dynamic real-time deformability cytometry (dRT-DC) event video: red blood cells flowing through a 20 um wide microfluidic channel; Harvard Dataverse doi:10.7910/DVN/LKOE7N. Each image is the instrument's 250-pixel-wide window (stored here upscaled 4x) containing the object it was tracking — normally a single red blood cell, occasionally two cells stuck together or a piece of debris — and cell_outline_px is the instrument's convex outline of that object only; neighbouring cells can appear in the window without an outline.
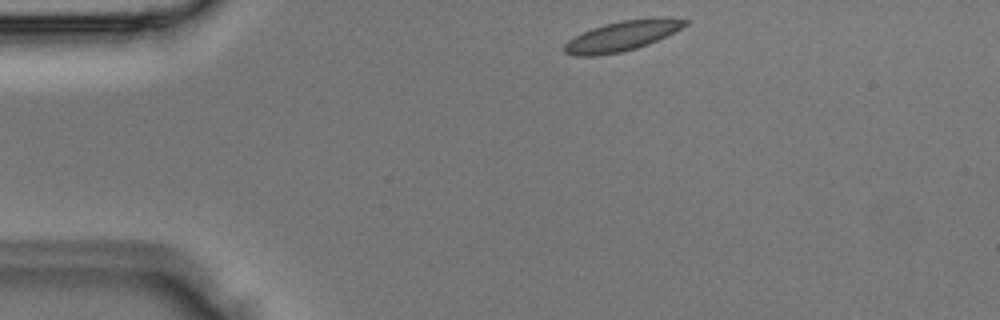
{"species": "Egyptian fruit bat (a non-hibernating species)", "species_latin": "Rousettus aegyptiacus", "temperature_condition": "room temperature", "stored_images_in_passage": 3, "camera_frame_rate_fps": 3000, "um_per_image_px": 0.085, "animal": {"sex": "male"}, "frame": {"image": 1, "passage_image": 1, "time_ms": 0.0, "image_size_px": [1000, 320], "cell_outline_px": [[688, 24], [648, 44], [636, 48], [620, 52], [600, 56], [576, 56], [564, 52], [564, 44], [568, 40], [592, 28], [604, 24], [624, 20], [668, 16], [688, 20]], "centroid_in_image_um": [52.87, 3.05], "position_along_channel_um": 32.1, "area_um2": 20.92}}